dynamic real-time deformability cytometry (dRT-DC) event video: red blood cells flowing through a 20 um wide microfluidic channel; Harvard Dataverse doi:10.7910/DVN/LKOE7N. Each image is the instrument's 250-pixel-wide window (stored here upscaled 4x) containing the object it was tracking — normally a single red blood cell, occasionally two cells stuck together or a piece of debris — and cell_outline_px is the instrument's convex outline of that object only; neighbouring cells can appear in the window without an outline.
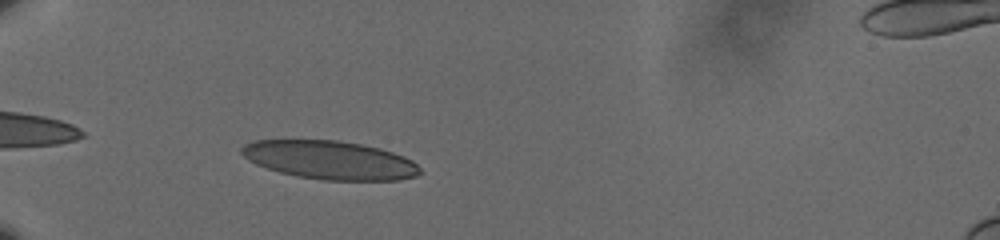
{"species": "human", "species_latin": "Homo sapiens", "temperature_condition": "cold", "stored_images_in_passage": 43, "camera_frame_rate_fps": 3000, "um_per_image_px": 0.085, "donor": {"sex": "male"}, "frame": {"image": 1, "passage_image": 4, "time_ms": 1.0, "image_size_px": [1000, 240], "cell_outline_px": [[424, 172], [416, 176], [400, 180], [324, 180], [296, 176], [280, 172], [256, 164], [248, 160], [240, 152], [240, 148], [244, 144], [256, 140], [336, 140], [360, 144], [380, 148], [404, 156], [412, 160]], "centroid_in_image_um": [28.06, 13.6], "position_along_channel_um": 56.9, "area_um2": 40.06}}
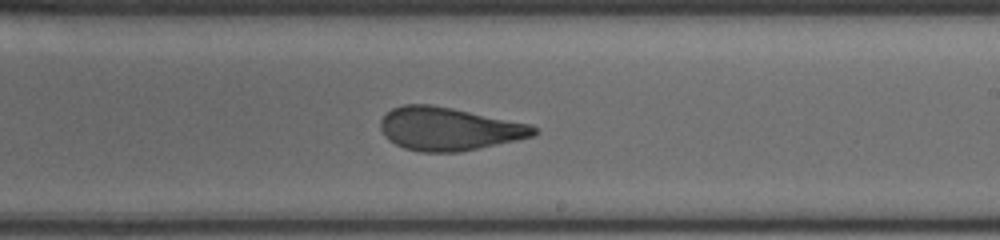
{"frame": {"image": 2, "passage_image": 22, "time_ms": 7.0, "image_size_px": [1000, 240], "cell_outline_px": [[540, 132], [532, 136], [516, 140], [460, 152], [420, 152], [404, 148], [388, 140], [384, 136], [380, 128], [380, 120], [392, 108], [404, 104], [432, 104], [532, 124]], "centroid_in_image_um": [38.14, 10.95], "position_along_channel_um": 250.9, "area_um2": 38.61}}
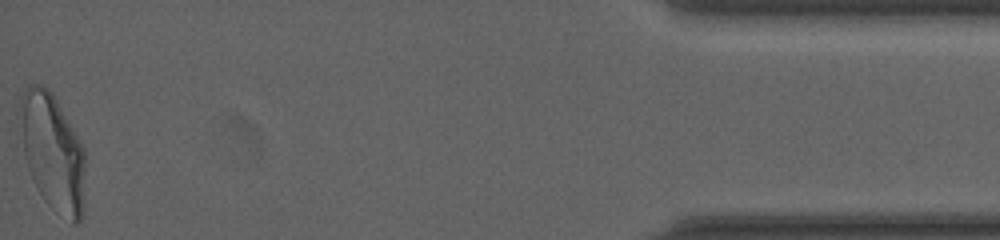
{"frame": {"image": 3, "passage_image": 43, "time_ms": 14.0, "image_size_px": [1000, 240], "cell_outline_px": [[84, 216], [76, 224], [72, 224], [52, 208], [44, 200], [36, 188], [32, 180], [28, 168], [24, 152], [16, 116], [16, 108], [20, 96], [28, 84], [44, 84], [52, 92], [84, 148]], "centroid_in_image_um": [4.43, 12.9], "position_along_channel_um": 430.8, "area_um2": 45.43}, "authors_computed_cell_mechanics": {"area_um2": 39.7664, "velocity_mm_per_s": 3.6119, "shape_relaxation_time_tau1_ms": 7.3039, "shape_relaxation_time_tau2_ms": 1.0289, "deformation_change_tau1": 0.2088, "deformation_change_tau2": 0.0822}}